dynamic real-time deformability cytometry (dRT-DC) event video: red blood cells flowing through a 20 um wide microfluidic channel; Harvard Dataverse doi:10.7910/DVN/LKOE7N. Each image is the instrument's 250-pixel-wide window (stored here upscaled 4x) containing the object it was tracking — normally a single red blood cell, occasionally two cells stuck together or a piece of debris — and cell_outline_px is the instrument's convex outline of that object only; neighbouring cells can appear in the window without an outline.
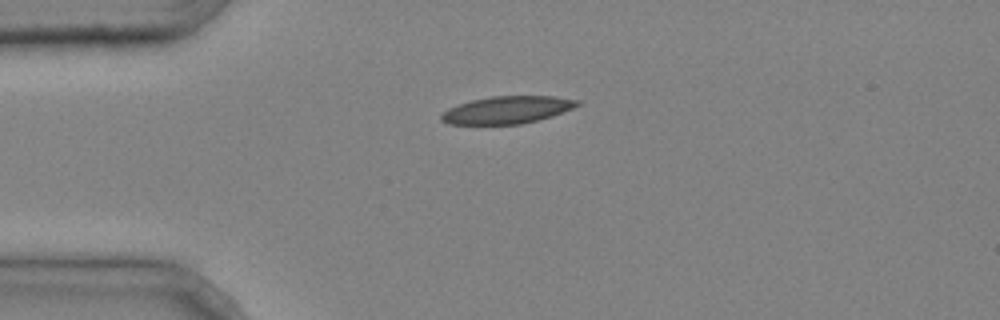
{"species": "common noctule bat (a hibernating species)", "species_latin": "Nyctalus noctula", "temperature_condition": "cold", "stored_images_in_passage": 2, "camera_frame_rate_fps": 3000, "um_per_image_px": 0.085, "animal": {"sex": "male", "body_mass_g": 20.4}, "frame": {"image": 1, "passage_image": 1, "time_ms": 0.0, "image_size_px": [1000, 320], "cell_outline_px": [[580, 104], [572, 108], [552, 116], [520, 124], [448, 124], [440, 120], [440, 116], [448, 108], [472, 100], [492, 96], [556, 96], [580, 100]], "centroid_in_image_um": [43.11, 9.34], "position_along_channel_um": 41.9, "area_um2": 21.56}}
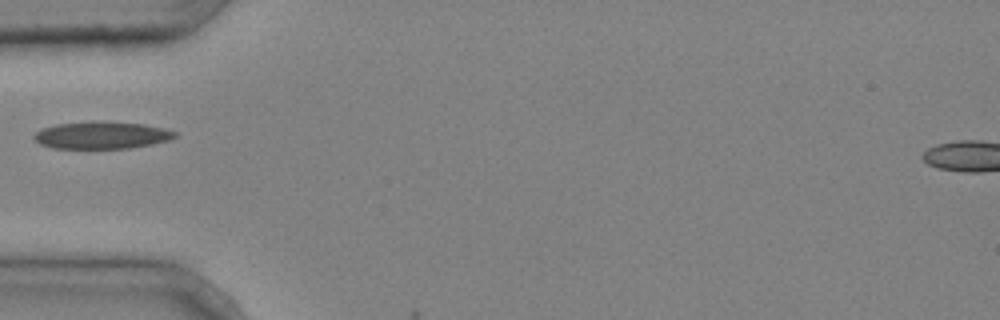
{"frame": {"image": 2, "passage_image": 2, "time_ms": 0.333, "image_size_px": [1000, 320], "cell_outline_px": [[180, 136], [172, 140], [152, 144], [128, 148], [52, 148], [40, 144], [32, 136], [40, 128], [56, 124], [92, 120], [100, 120], [144, 124], [164, 128], [176, 132]], "centroid_in_image_um": [8.66, 11.47], "position_along_channel_um": 76.3, "area_um2": 22.83}}